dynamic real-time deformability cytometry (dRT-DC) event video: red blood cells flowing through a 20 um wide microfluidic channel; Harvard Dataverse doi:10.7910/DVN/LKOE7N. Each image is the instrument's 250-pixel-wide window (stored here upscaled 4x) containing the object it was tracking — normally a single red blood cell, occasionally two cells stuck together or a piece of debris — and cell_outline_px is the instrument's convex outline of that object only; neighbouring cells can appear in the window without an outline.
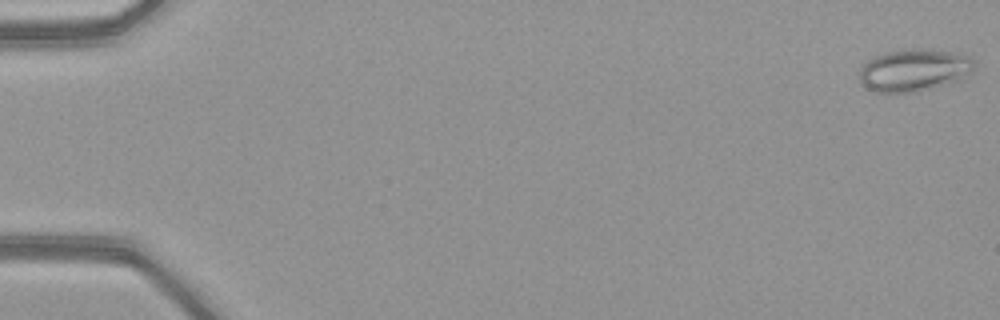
{"species": "common noctule bat (a hibernating species)", "species_latin": "Nyctalus noctula", "temperature_condition": "warm", "stored_images_in_passage": 51, "camera_frame_rate_fps": 3000, "um_per_image_px": 0.085, "animal": {"sex": "female", "body_mass_g": 21.9}, "frame": {"image": 1, "passage_image": 1, "time_ms": 0.0, "image_size_px": [1000, 320], "cell_outline_px": [[976, 64], [972, 72], [960, 80], [916, 92], [876, 92], [860, 84], [860, 64], [884, 52], [912, 48], [932, 48], [956, 52], [972, 56]], "centroid_in_image_um": [77.73, 5.93], "position_along_channel_um": 7.3, "area_um2": 28.9}}
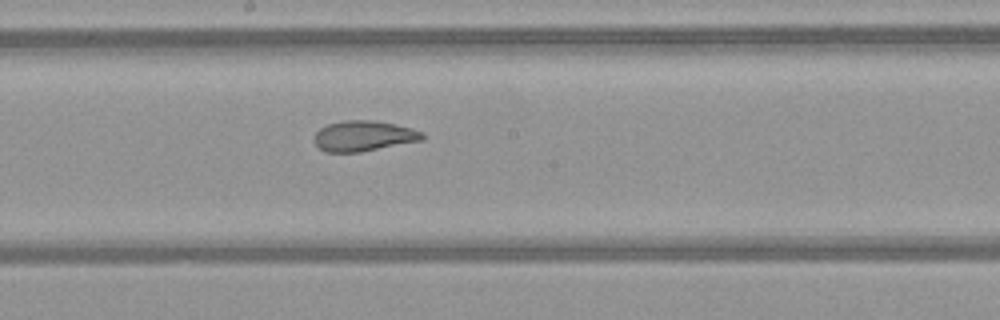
{"frame": {"image": 2, "passage_image": 29, "time_ms": 9.333, "image_size_px": [1000, 320], "cell_outline_px": [[424, 140], [360, 152], [324, 152], [312, 140], [316, 132], [320, 128], [328, 124], [344, 120], [376, 120], [396, 124], [412, 128], [424, 132]], "centroid_in_image_um": [30.92, 11.55], "position_along_channel_um": 217.3, "area_um2": 19.42}}
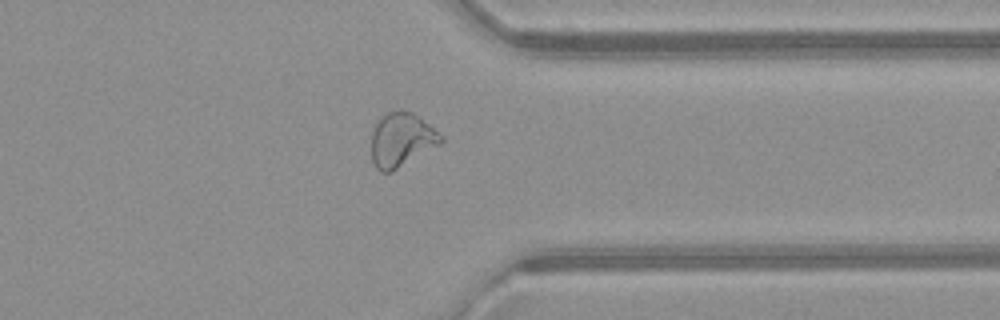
{"frame": {"image": 3, "passage_image": 41, "time_ms": 13.333, "image_size_px": [1000, 320], "cell_outline_px": [[444, 140], [440, 144], [392, 172], [380, 172], [376, 168], [372, 160], [372, 132], [380, 116], [388, 112], [400, 108], [412, 112], [420, 116], [444, 136]], "centroid_in_image_um": [34.14, 11.85], "position_along_channel_um": 377.3, "area_um2": 22.2}, "authors_computed_cell_mechanics": {"area_um2": 23.8136, "velocity_mm_per_s": 4.0818, "shape_relaxation_time_tau1_ms": null, "shape_relaxation_time_tau2_ms": 1.4843, "deformation_change_tau1": null, "deformation_change_tau2": 0.091}}